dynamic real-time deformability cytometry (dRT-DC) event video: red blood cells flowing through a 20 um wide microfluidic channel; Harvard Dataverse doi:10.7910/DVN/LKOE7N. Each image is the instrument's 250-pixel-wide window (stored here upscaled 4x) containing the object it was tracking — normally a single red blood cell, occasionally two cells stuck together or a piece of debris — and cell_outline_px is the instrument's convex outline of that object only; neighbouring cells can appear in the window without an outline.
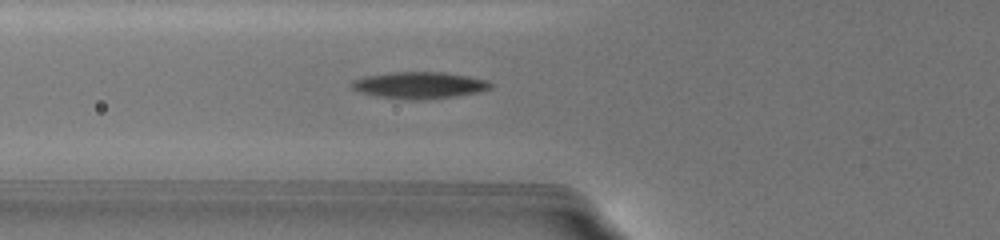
{"species": "common noctule bat (a hibernating species)", "species_latin": "Nyctalus noctula", "temperature_condition": "warm", "stored_images_in_passage": 19, "camera_frame_rate_fps": 3000, "um_per_image_px": 0.085, "animal": {"sex": "female", "body_mass_g": 19.5, "forearm_length_mm": 54.1}, "frame": {"image": 1, "passage_image": 6, "time_ms": 1.0, "image_size_px": [1000, 240], "cell_outline_px": [[492, 88], [480, 92], [456, 96], [416, 100], [404, 100], [376, 96], [360, 92], [352, 88], [352, 80], [364, 76], [388, 72], [444, 72], [468, 76], [488, 80], [492, 84]], "centroid_in_image_um": [35.65, 7.24], "position_along_channel_um": 90.2, "area_um2": 21.79}}
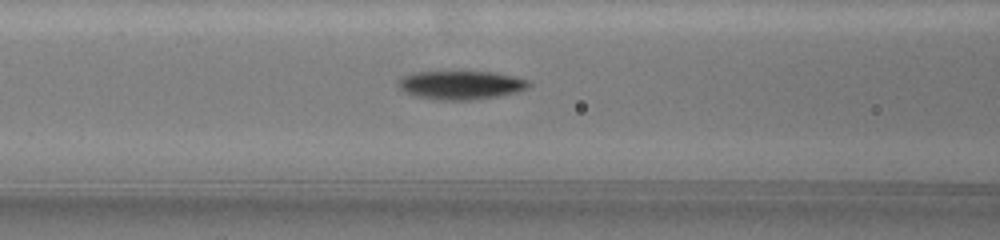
{"frame": {"image": 2, "passage_image": 12, "time_ms": 2.0, "image_size_px": [1000, 240], "cell_outline_px": [[532, 84], [528, 88], [516, 92], [496, 96], [472, 100], [436, 100], [416, 96], [404, 92], [400, 88], [396, 80], [404, 76], [416, 72], [492, 72], [512, 76], [528, 80]], "centroid_in_image_um": [39.16, 7.23], "position_along_channel_um": 127.4, "area_um2": 21.68}}
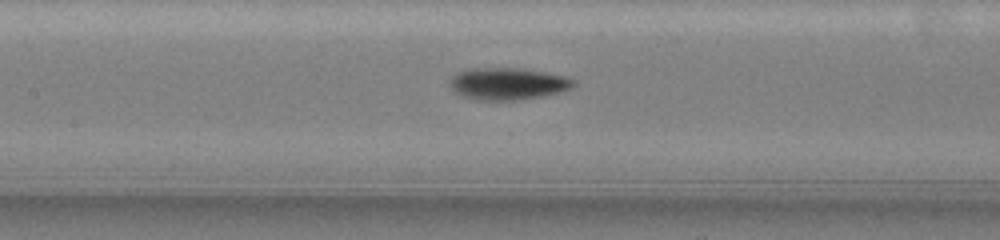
{"frame": {"image": 3, "passage_image": 16, "time_ms": 3.0, "image_size_px": [1000, 240], "cell_outline_px": [[576, 84], [572, 88], [560, 92], [520, 100], [476, 100], [460, 96], [448, 84], [448, 80], [456, 72], [468, 68], [520, 68], [544, 72], [564, 76], [576, 80]], "centroid_in_image_um": [43.12, 7.11], "position_along_channel_um": 164.3, "area_um2": 23.35}}